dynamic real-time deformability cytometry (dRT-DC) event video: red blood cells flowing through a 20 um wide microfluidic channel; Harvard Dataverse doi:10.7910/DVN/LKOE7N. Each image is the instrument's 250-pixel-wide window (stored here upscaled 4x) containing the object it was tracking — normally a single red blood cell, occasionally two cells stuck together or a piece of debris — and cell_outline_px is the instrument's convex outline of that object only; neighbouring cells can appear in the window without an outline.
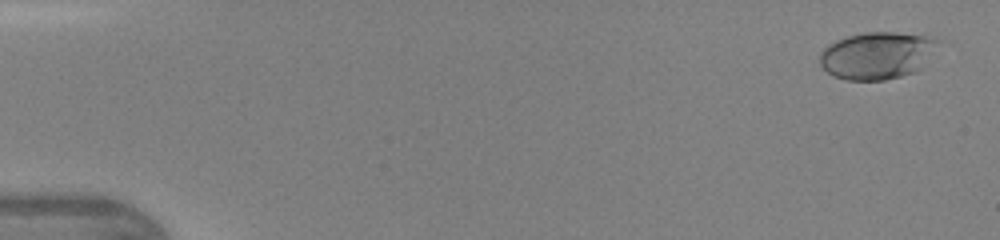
{"species": "human", "species_latin": "Homo sapiens", "temperature_condition": "warm", "stored_images_in_passage": 30, "camera_frame_rate_fps": 3000, "um_per_image_px": 0.085, "donor": {"sex": "female"}, "frame": {"image": 1, "passage_image": 1, "time_ms": 0.0, "image_size_px": [1000, 240], "cell_outline_px": [[944, 40], [920, 68], [916, 72], [884, 80], [848, 80], [832, 76], [820, 64], [820, 52], [828, 44], [836, 40], [848, 36], [864, 32], [892, 32], [924, 36]], "centroid_in_image_um": [74.56, 4.71], "position_along_channel_um": 10.4, "area_um2": 32.6}}
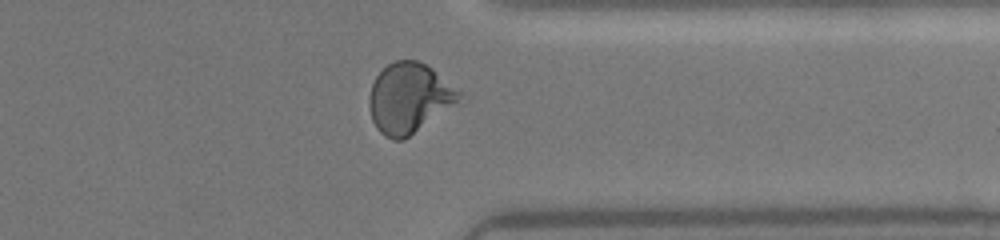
{"frame": {"image": 2, "passage_image": 24, "time_ms": 7.667, "image_size_px": [1000, 240], "cell_outline_px": [[460, 96], [456, 100], [404, 140], [392, 140], [384, 136], [376, 128], [372, 120], [368, 104], [368, 100], [372, 84], [376, 76], [388, 64], [396, 60], [416, 60], [432, 68], [460, 92]], "centroid_in_image_um": [34.67, 8.33], "position_along_channel_um": 376.7, "area_um2": 35.6}}
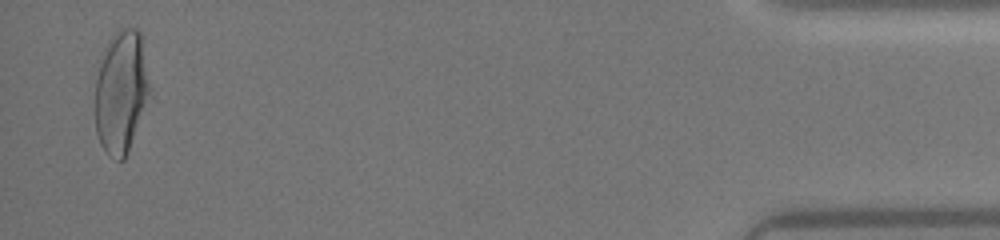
{"frame": {"image": 3, "passage_image": 29, "time_ms": 9.333, "image_size_px": [1000, 240], "cell_outline_px": [[148, 92], [124, 160], [120, 160], [108, 156], [104, 152], [100, 144], [96, 132], [96, 80], [104, 48], [108, 40], [120, 28], [136, 28], [140, 32], [148, 84]], "centroid_in_image_um": [10.23, 7.78], "position_along_channel_um": 425.0, "area_um2": 37.51}}